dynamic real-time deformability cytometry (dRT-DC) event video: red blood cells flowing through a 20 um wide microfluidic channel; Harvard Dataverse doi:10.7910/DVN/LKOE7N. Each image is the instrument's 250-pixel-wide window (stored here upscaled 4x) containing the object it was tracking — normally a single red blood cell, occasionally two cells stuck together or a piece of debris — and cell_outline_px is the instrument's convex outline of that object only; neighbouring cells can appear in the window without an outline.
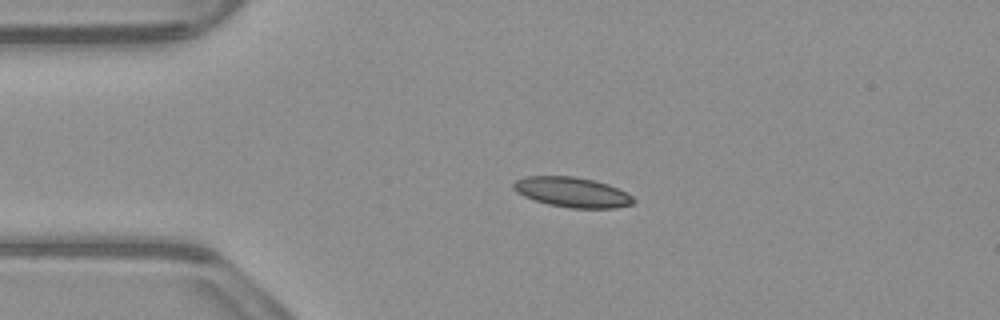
{"species": "common noctule bat (a hibernating species)", "species_latin": "Nyctalus noctula", "temperature_condition": "warm", "stored_images_in_passage": 42, "camera_frame_rate_fps": 3000, "um_per_image_px": 0.085, "animal": {"sex": "male", "body_mass_g": 23.1, "forearm_length_mm": 52.7}, "frame": {"image": 1, "passage_image": 1, "time_ms": 0.0, "image_size_px": [1000, 320], "cell_outline_px": [[636, 200], [632, 204], [616, 208], [568, 208], [548, 204], [524, 196], [516, 192], [512, 188], [512, 184], [516, 180], [524, 176], [576, 176], [596, 180], [608, 184], [632, 196]], "centroid_in_image_um": [48.62, 16.33], "position_along_channel_um": 36.4, "area_um2": 21.1}}
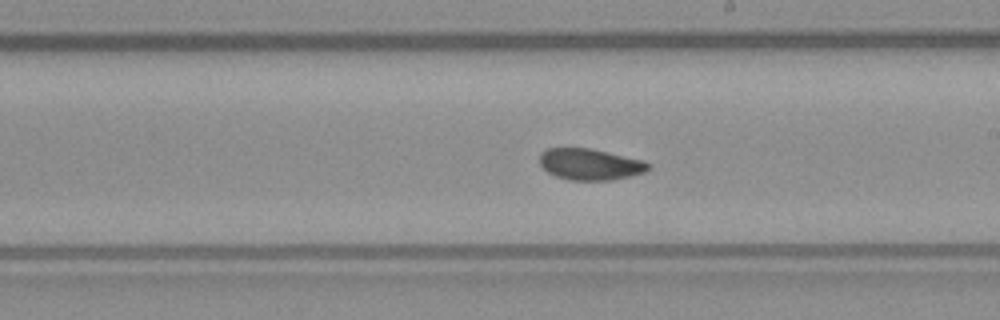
{"frame": {"image": 2, "passage_image": 19, "time_ms": 6.0, "image_size_px": [1000, 320], "cell_outline_px": [[652, 164], [644, 172], [612, 180], [568, 180], [556, 176], [548, 172], [540, 164], [540, 152], [548, 148], [592, 148], [644, 160]], "centroid_in_image_um": [50.16, 13.95], "position_along_channel_um": 238.8, "area_um2": 19.88}}
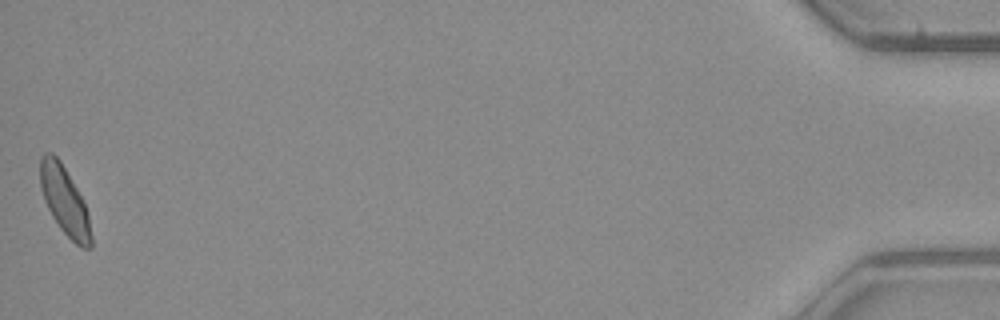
{"frame": {"image": 3, "passage_image": 42, "time_ms": 13.667, "image_size_px": [1000, 320], "cell_outline_px": [[92, 248], [80, 248], [60, 228], [52, 216], [44, 200], [40, 188], [40, 156], [44, 152], [52, 152], [60, 160], [76, 188], [88, 212], [92, 236]], "centroid_in_image_um": [5.48, 17.07], "position_along_channel_um": 429.7, "area_um2": 20.17}, "authors_computed_cell_mechanics": {"area_um2": 20.2878, "velocity_mm_per_s": 3.9066, "shape_relaxation_time_tau1_ms": 4.3318, "shape_relaxation_time_tau2_ms": 1.5028, "deformation_change_tau1": 0.1083, "deformation_change_tau2": 0.0505}}